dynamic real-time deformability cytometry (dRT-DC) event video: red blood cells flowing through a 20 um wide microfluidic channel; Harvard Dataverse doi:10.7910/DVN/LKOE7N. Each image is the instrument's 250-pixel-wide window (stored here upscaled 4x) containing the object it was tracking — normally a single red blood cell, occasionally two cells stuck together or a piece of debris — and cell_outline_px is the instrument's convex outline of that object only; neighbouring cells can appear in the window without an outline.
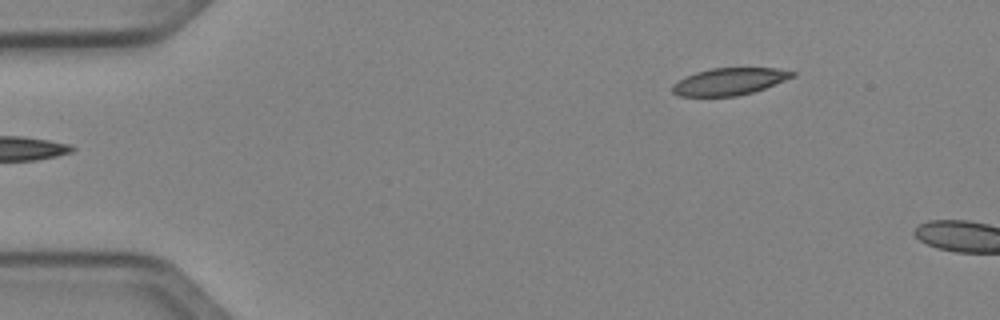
{"species": "Egyptian fruit bat (a non-hibernating species)", "species_latin": "Rousettus aegyptiacus", "temperature_condition": "cold", "stored_images_in_passage": 4, "camera_frame_rate_fps": 3000, "um_per_image_px": 0.085, "animal": {"sex": "female"}, "frame": {"image": 1, "passage_image": 1, "time_ms": 0.0, "image_size_px": [1000, 320], "cell_outline_px": [[796, 76], [764, 88], [752, 92], [736, 96], [680, 96], [672, 92], [672, 84], [676, 80], [684, 76], [708, 68], [776, 68], [796, 72]], "centroid_in_image_um": [61.96, 6.92], "position_along_channel_um": 23.0, "area_um2": 19.02}}